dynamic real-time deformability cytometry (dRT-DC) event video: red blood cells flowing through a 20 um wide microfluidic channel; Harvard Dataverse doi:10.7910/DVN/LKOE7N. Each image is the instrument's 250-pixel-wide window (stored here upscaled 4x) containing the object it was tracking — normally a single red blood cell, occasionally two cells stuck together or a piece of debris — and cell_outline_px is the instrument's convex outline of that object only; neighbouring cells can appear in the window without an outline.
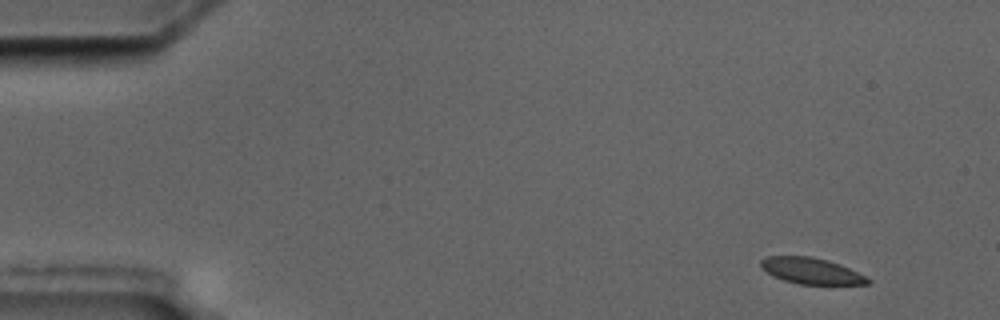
{"species": "common noctule bat (a hibernating species)", "species_latin": "Nyctalus noctula", "temperature_condition": "cold", "stored_images_in_passage": 4, "camera_frame_rate_fps": 3000, "um_per_image_px": 0.085, "animal": {"sex": "male", "body_mass_g": 17.5, "forearm_length_mm": 52.3}, "frame": {"image": 1, "passage_image": 1, "time_ms": 0.0, "image_size_px": [1000, 320], "cell_outline_px": [[872, 280], [868, 284], [800, 284], [784, 280], [772, 276], [760, 268], [760, 260], [768, 256], [812, 256], [828, 260], [840, 264]], "centroid_in_image_um": [68.9, 23.01], "position_along_channel_um": 16.1, "area_um2": 16.24}}